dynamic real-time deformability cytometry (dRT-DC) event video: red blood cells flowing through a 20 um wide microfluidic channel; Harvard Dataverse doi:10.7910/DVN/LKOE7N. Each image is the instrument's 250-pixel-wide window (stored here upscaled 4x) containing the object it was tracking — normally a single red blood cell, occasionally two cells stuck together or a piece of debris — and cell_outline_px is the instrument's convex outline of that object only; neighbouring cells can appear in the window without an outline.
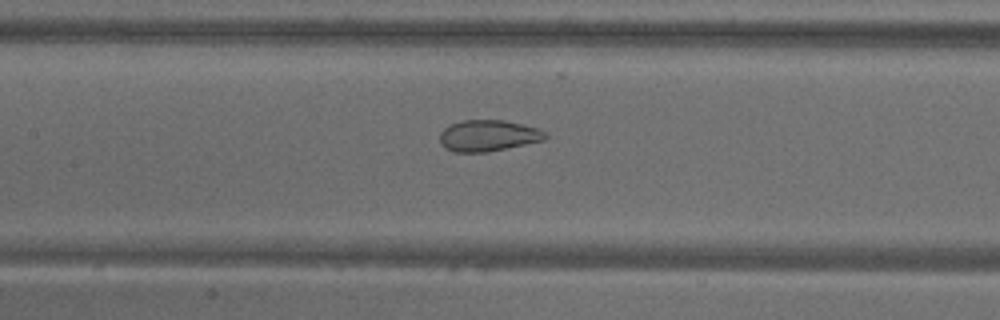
{"species": "common noctule bat (a hibernating species)", "species_latin": "Nyctalus noctula", "temperature_condition": "warm", "stored_images_in_passage": 53, "camera_frame_rate_fps": 3000, "um_per_image_px": 0.085, "animal": {"sex": "male", "body_mass_g": 18.8}, "frame": {"image": 1, "passage_image": 25, "time_ms": 8.0, "image_size_px": [1000, 320], "cell_outline_px": [[548, 136], [544, 140], [484, 152], [456, 152], [444, 148], [440, 144], [440, 132], [444, 128], [452, 124], [464, 120], [504, 120], [524, 124], [536, 128], [544, 132]], "centroid_in_image_um": [41.46, 11.52], "position_along_channel_um": 165.9, "area_um2": 19.02}}
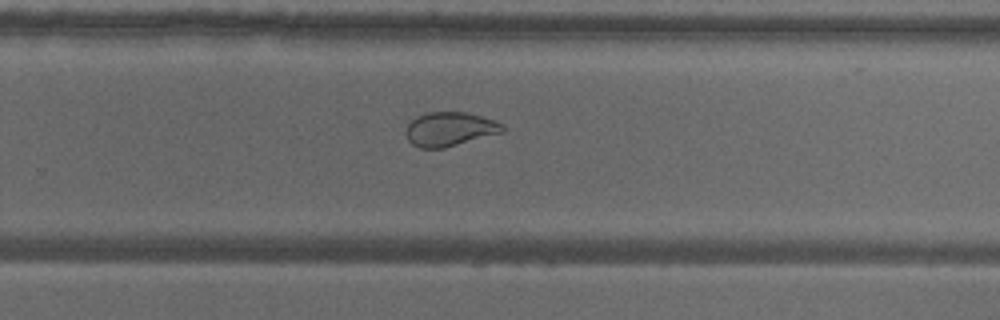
{"frame": {"image": 2, "passage_image": 35, "time_ms": 11.333, "image_size_px": [1000, 320], "cell_outline_px": [[504, 132], [444, 148], [420, 148], [412, 144], [408, 140], [404, 132], [408, 124], [416, 116], [428, 112], [468, 112], [496, 120], [504, 124]], "centroid_in_image_um": [38.24, 10.97], "position_along_channel_um": 291.6, "area_um2": 19.42}}
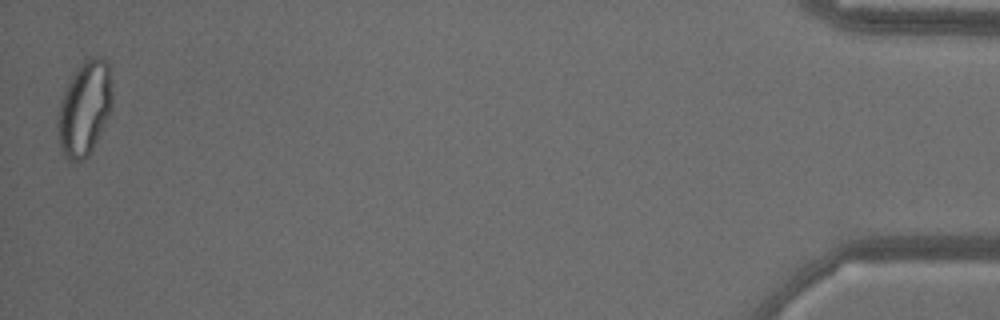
{"frame": {"image": 3, "passage_image": 53, "time_ms": 17.333, "image_size_px": [1000, 320], "cell_outline_px": [[112, 108], [88, 156], [84, 160], [68, 160], [64, 156], [60, 144], [56, 124], [56, 116], [60, 100], [68, 80], [72, 72], [88, 56], [104, 56], [108, 60], [112, 92]], "centroid_in_image_um": [7.17, 9.14], "position_along_channel_um": 428.0, "area_um2": 30.46}, "authors_computed_cell_mechanics": {"area_um2": 26.5302, "velocity_mm_per_s": 3.784, "shape_relaxation_time_tau1_ms": null, "shape_relaxation_time_tau2_ms": 0.8519, "deformation_change_tau1": null, "deformation_change_tau2": 0.0662}}